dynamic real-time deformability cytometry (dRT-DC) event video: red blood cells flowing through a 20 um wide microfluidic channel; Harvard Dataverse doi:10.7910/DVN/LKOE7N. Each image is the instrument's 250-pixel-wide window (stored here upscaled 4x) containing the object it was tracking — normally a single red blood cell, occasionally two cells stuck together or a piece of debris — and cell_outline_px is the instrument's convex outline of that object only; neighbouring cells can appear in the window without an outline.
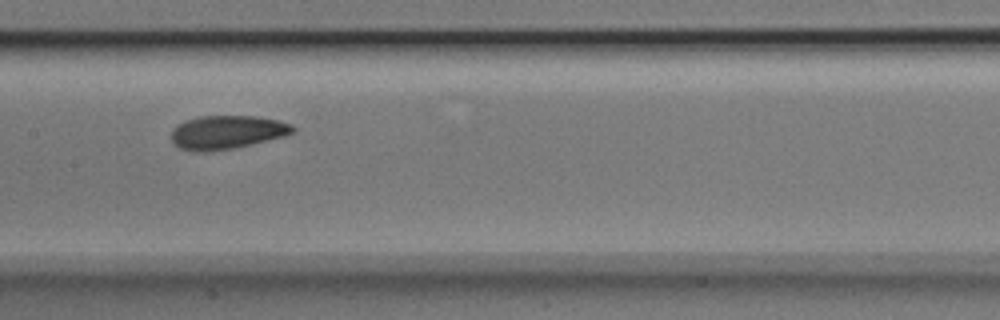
{"species": "Egyptian fruit bat (a non-hibernating species)", "species_latin": "Rousettus aegyptiacus", "temperature_condition": "room temperature", "stored_images_in_passage": 9, "camera_frame_rate_fps": 3000, "um_per_image_px": 0.085, "animal": {"sex": "male"}, "frame": {"image": 1, "passage_image": 9, "time_ms": 2.667, "image_size_px": [1000, 320], "cell_outline_px": [[296, 132], [284, 136], [252, 144], [232, 148], [204, 152], [196, 152], [180, 148], [172, 144], [172, 128], [176, 124], [200, 116], [260, 116], [280, 120], [292, 124], [296, 128]], "centroid_in_image_um": [19.31, 11.23], "position_along_channel_um": 188.1, "area_um2": 23.99}}